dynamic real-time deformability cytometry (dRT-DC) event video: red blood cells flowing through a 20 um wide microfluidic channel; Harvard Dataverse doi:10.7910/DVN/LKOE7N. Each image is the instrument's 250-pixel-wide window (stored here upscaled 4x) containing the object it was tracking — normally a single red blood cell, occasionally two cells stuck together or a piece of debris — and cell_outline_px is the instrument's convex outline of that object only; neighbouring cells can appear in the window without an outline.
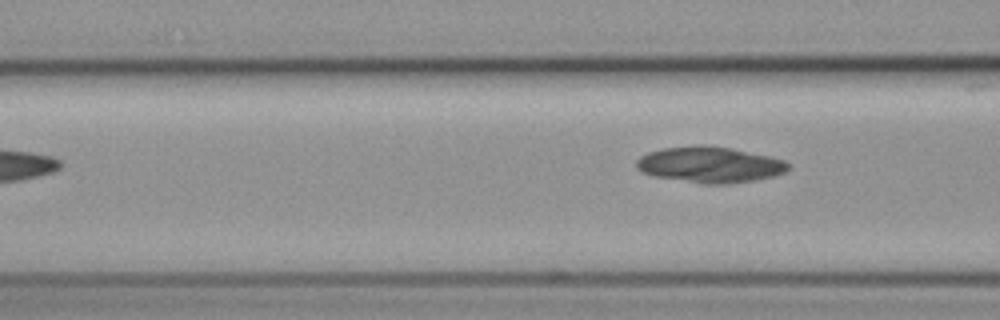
{"species": "common noctule bat (a hibernating species)", "species_latin": "Nyctalus noctula", "temperature_condition": "cold", "stored_images_in_passage": 4, "camera_frame_rate_fps": 3000, "um_per_image_px": 0.085, "animal": {"sex": "female", "body_mass_g": 19.3, "forearm_length_mm": 54.1}, "frame": {"image": 1, "passage_image": 4, "time_ms": 4.333, "image_size_px": [1000, 320], "cell_outline_px": [[788, 168], [784, 172], [772, 176], [756, 180], [728, 184], [704, 184], [656, 176], [640, 172], [636, 168], [636, 160], [640, 156], [648, 152], [664, 148], [700, 144], [704, 144], [732, 148], [768, 156], [784, 160], [788, 164]], "centroid_in_image_um": [60.3, 13.99], "position_along_channel_um": 106.3, "area_um2": 31.79}}